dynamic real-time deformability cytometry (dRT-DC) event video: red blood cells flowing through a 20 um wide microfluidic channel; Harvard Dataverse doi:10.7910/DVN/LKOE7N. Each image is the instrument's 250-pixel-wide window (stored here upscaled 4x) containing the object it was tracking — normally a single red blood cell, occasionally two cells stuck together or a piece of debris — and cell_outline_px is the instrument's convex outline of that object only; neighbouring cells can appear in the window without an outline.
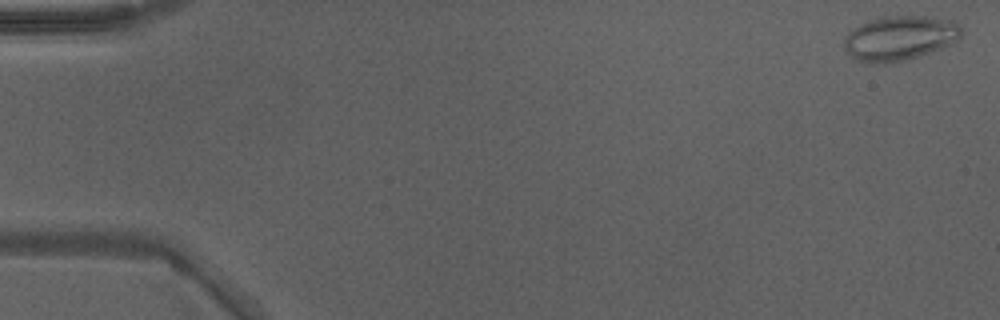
{"species": "Egyptian fruit bat (a non-hibernating species)", "species_latin": "Rousettus aegyptiacus", "temperature_condition": "warm", "stored_images_in_passage": 48, "camera_frame_rate_fps": 3000, "um_per_image_px": 0.085, "animal": {"sex": "male"}, "frame": {"image": 1, "passage_image": 1, "time_ms": 0.0, "image_size_px": [1000, 320], "cell_outline_px": [[960, 36], [956, 40], [940, 48], [908, 60], [884, 64], [864, 64], [856, 60], [844, 48], [844, 36], [848, 32], [860, 24], [868, 20], [884, 16], [908, 12], [932, 16], [948, 20], [956, 24], [960, 28]], "centroid_in_image_um": [76.41, 3.21], "position_along_channel_um": 8.6, "area_um2": 31.21}}
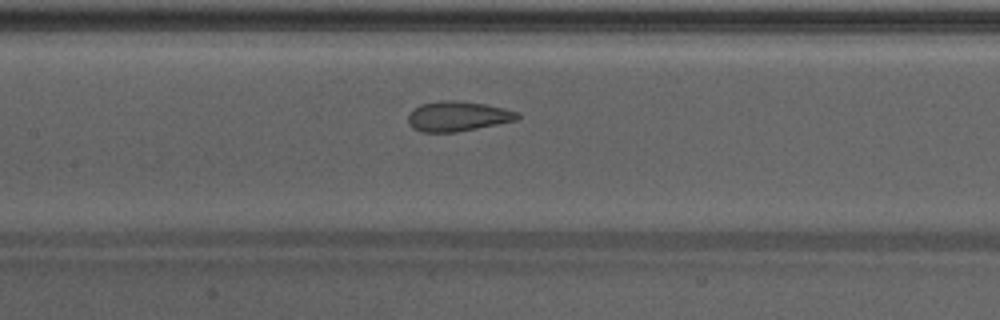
{"frame": {"image": 2, "passage_image": 23, "time_ms": 7.333, "image_size_px": [1000, 320], "cell_outline_px": [[520, 116], [516, 120], [456, 132], [420, 132], [412, 128], [408, 124], [408, 112], [420, 104], [440, 100], [456, 100], [484, 104], [504, 108], [520, 112]], "centroid_in_image_um": [38.86, 9.87], "position_along_channel_um": 168.5, "area_um2": 19.19}}
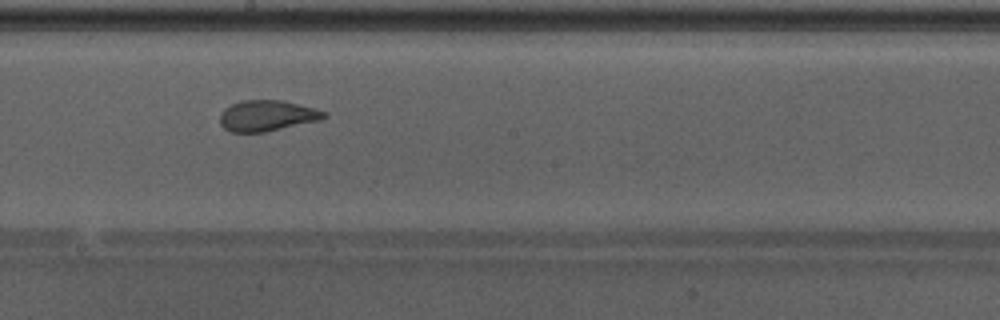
{"frame": {"image": 3, "passage_image": 27, "time_ms": 8.667, "image_size_px": [1000, 320], "cell_outline_px": [[328, 116], [320, 120], [264, 132], [228, 132], [220, 124], [220, 116], [224, 108], [240, 100], [280, 100], [316, 108], [328, 112]], "centroid_in_image_um": [22.7, 9.83], "position_along_channel_um": 225.5, "area_um2": 18.79}, "authors_computed_cell_mechanics": {"area_um2": 21.1837, "velocity_mm_per_s": 4.2937, "shape_relaxation_time_tau1_ms": 6.7597, "shape_relaxation_time_tau2_ms": 0.6231, "deformation_change_tau1": 0.1803, "deformation_change_tau2": 0.065}}